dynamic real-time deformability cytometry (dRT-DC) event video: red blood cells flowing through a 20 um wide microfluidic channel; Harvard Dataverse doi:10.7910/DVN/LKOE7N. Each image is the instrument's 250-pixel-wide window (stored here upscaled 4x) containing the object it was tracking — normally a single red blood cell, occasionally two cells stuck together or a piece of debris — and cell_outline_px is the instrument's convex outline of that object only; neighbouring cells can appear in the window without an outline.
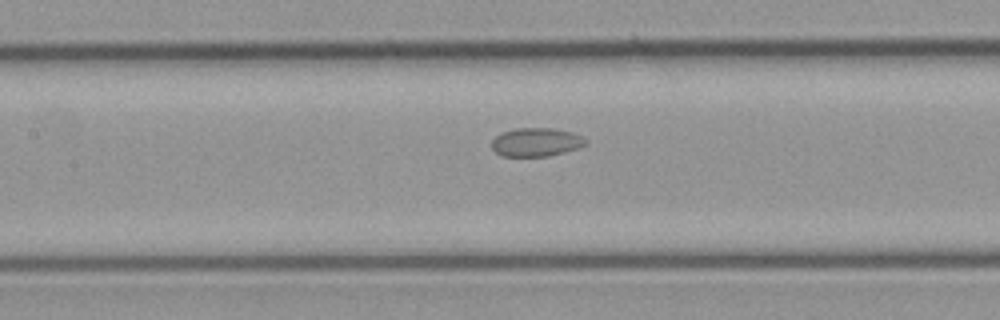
{"species": "common noctule bat (a hibernating species)", "species_latin": "Nyctalus noctula", "temperature_condition": "cold", "stored_images_in_passage": 5, "camera_frame_rate_fps": 3000, "um_per_image_px": 0.085, "animal": {"sex": "male", "body_mass_g": 23.1, "forearm_length_mm": 52.7}, "frame": {"image": 1, "passage_image": 5, "time_ms": 5.333, "image_size_px": [1000, 320], "cell_outline_px": [[588, 144], [580, 148], [548, 156], [500, 156], [492, 148], [492, 140], [496, 136], [504, 132], [516, 128], [552, 128], [572, 132], [588, 140]], "centroid_in_image_um": [45.6, 12.09], "position_along_channel_um": 161.8, "area_um2": 15.66}}